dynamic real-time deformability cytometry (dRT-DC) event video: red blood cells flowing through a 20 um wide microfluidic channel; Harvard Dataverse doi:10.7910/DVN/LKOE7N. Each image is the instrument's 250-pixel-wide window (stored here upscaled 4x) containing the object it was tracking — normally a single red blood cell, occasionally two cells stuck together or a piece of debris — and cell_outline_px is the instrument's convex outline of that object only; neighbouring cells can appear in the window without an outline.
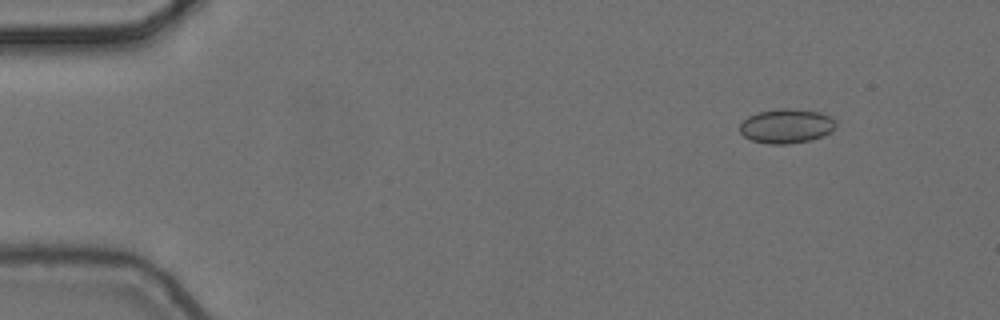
{"species": "common noctule bat (a hibernating species)", "species_latin": "Nyctalus noctula", "temperature_condition": "cold", "stored_images_in_passage": 5, "camera_frame_rate_fps": 3000, "um_per_image_px": 0.085, "animal": {"sex": "female", "body_mass_g": 24.6, "forearm_length_mm": 56.2}, "frame": {"image": 1, "passage_image": 2, "time_ms": 0.333, "image_size_px": [1000, 320], "cell_outline_px": [[836, 128], [824, 136], [812, 140], [788, 144], [768, 144], [752, 140], [744, 136], [740, 132], [740, 124], [748, 116], [756, 112], [780, 108], [792, 108], [820, 112], [832, 116], [836, 120]], "centroid_in_image_um": [66.88, 10.7], "position_along_channel_um": 18.1, "area_um2": 19.59}}
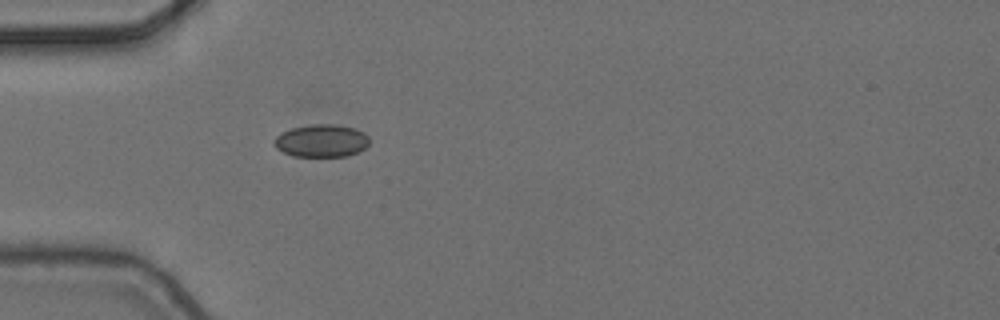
{"frame": {"image": 2, "passage_image": 5, "time_ms": 1.333, "image_size_px": [1000, 320], "cell_outline_px": [[368, 144], [364, 148], [348, 156], [292, 156], [276, 148], [272, 144], [272, 140], [280, 132], [292, 128], [312, 124], [336, 124], [352, 128], [364, 132], [368, 136]], "centroid_in_image_um": [27.27, 11.96], "position_along_channel_um": 57.7, "area_um2": 18.15}}